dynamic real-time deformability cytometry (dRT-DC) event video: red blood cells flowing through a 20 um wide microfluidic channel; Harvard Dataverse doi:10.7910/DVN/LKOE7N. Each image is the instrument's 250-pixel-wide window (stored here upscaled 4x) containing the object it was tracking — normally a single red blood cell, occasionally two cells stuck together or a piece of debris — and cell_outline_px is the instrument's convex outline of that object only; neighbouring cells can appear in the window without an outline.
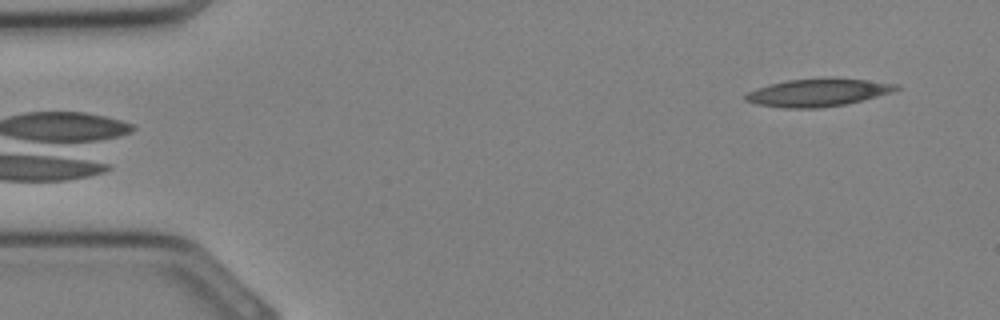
{"species": "Egyptian fruit bat (a non-hibernating species)", "species_latin": "Rousettus aegyptiacus", "temperature_condition": "cold", "stored_images_in_passage": 7, "camera_frame_rate_fps": 3000, "um_per_image_px": 0.085, "animal": {"sex": "female"}, "frame": {"image": 1, "passage_image": 1, "time_ms": 0.0, "image_size_px": [1000, 320], "cell_outline_px": [[900, 88], [892, 92], [848, 104], [820, 108], [784, 108], [756, 104], [744, 100], [744, 96], [748, 92], [756, 88], [768, 84], [788, 80], [832, 76], [868, 80], [900, 84]], "centroid_in_image_um": [69.54, 7.85], "position_along_channel_um": 15.5, "area_um2": 24.91}}